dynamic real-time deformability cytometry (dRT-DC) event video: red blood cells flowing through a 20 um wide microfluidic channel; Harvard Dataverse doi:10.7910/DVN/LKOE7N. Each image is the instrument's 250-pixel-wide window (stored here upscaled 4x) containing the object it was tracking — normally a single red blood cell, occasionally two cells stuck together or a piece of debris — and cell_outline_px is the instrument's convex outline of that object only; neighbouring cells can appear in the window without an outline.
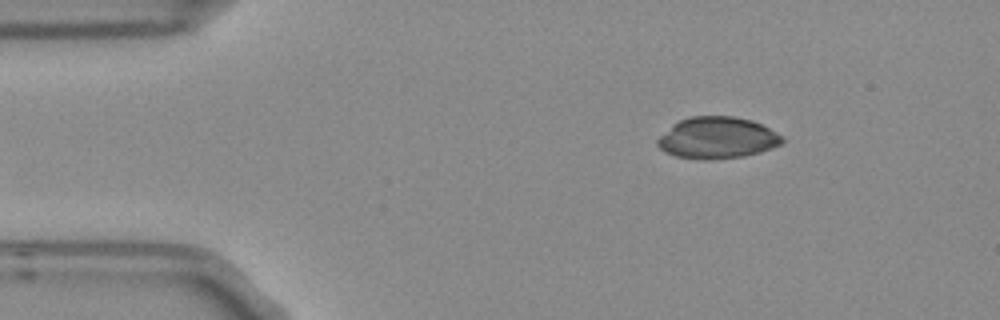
{"species": "Egyptian fruit bat (a non-hibernating species)", "species_latin": "Rousettus aegyptiacus", "temperature_condition": "room temperature", "stored_images_in_passage": 5, "camera_frame_rate_fps": 3000, "um_per_image_px": 0.085, "frame": {"image": 1, "passage_image": 5, "time_ms": 1.333, "image_size_px": [1000, 320], "cell_outline_px": [[784, 140], [780, 144], [760, 152], [744, 156], [712, 160], [704, 160], [676, 156], [664, 152], [656, 144], [656, 140], [672, 124], [680, 120], [692, 116], [732, 116], [752, 120], [784, 136]], "centroid_in_image_um": [60.95, 11.72], "position_along_channel_um": 24.1, "area_um2": 30.23}}